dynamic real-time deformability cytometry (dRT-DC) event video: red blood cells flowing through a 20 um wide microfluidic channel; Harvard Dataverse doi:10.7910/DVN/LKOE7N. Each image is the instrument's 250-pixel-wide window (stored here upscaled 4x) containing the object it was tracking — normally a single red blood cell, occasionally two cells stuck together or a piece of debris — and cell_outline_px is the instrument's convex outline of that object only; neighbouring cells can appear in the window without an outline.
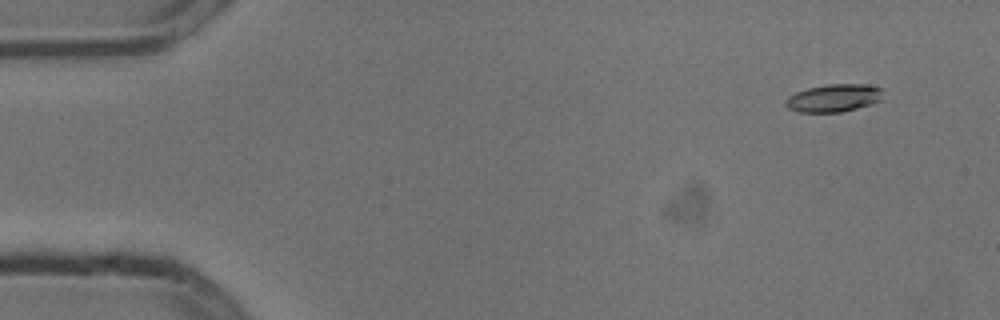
{"species": "common noctule bat (a hibernating species)", "species_latin": "Nyctalus noctula", "temperature_condition": "cold", "stored_images_in_passage": 6, "camera_frame_rate_fps": 3000, "um_per_image_px": 0.085, "animal": {"sex": "male", "body_mass_g": 13.3}, "frame": {"image": 1, "passage_image": 2, "time_ms": 0.333, "image_size_px": [1000, 320], "cell_outline_px": [[884, 88], [880, 100], [872, 104], [840, 112], [800, 112], [788, 108], [784, 104], [784, 100], [788, 96], [796, 92], [808, 88], [828, 84], [868, 84]], "centroid_in_image_um": [70.87, 8.32], "position_along_channel_um": 14.1, "area_um2": 15.84}}
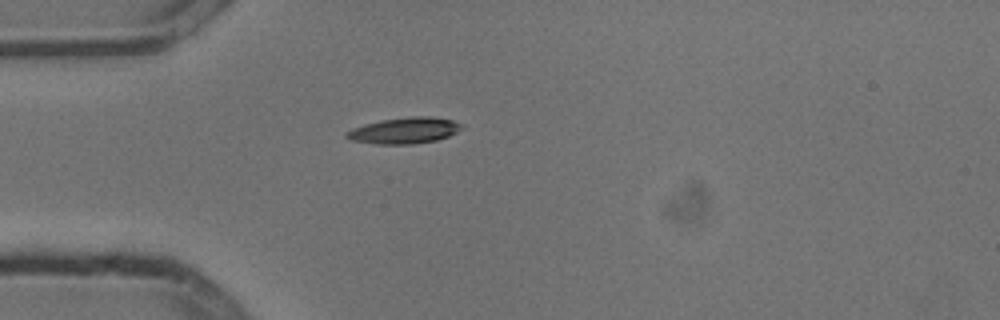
{"frame": {"image": 2, "passage_image": 5, "time_ms": 1.333, "image_size_px": [1000, 320], "cell_outline_px": [[464, 128], [448, 136], [436, 140], [412, 144], [376, 144], [352, 140], [344, 136], [344, 132], [352, 128], [364, 124], [380, 120], [412, 116], [432, 116], [452, 120], [464, 124]], "centroid_in_image_um": [34.38, 11.08], "position_along_channel_um": 50.6, "area_um2": 17.69}}